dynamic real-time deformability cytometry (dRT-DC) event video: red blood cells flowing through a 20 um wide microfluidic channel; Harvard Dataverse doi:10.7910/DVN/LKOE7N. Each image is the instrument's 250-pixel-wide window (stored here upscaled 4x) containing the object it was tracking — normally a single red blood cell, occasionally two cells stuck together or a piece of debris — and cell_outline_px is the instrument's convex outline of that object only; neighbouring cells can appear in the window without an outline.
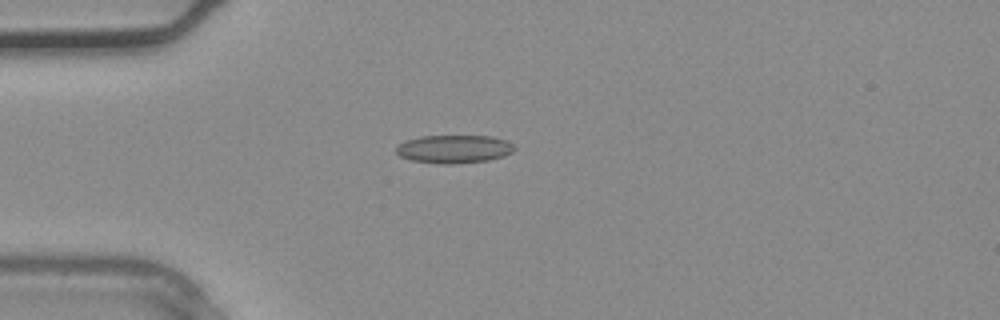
{"species": "common noctule bat (a hibernating species)", "species_latin": "Nyctalus noctula", "temperature_condition": "warm", "stored_images_in_passage": 1, "camera_frame_rate_fps": 3000, "um_per_image_px": 0.085, "animal": {"sex": "male", "body_mass_g": 20.4}, "frame": {"image": 1, "passage_image": 1, "time_ms": 0.0, "image_size_px": [1000, 320], "cell_outline_px": [[516, 148], [512, 152], [504, 156], [488, 160], [456, 164], [440, 164], [412, 160], [400, 156], [396, 152], [396, 148], [400, 144], [408, 140], [420, 136], [492, 136], [504, 140], [512, 144]], "centroid_in_image_um": [38.61, 12.67], "position_along_channel_um": 46.4, "area_um2": 19.31}}